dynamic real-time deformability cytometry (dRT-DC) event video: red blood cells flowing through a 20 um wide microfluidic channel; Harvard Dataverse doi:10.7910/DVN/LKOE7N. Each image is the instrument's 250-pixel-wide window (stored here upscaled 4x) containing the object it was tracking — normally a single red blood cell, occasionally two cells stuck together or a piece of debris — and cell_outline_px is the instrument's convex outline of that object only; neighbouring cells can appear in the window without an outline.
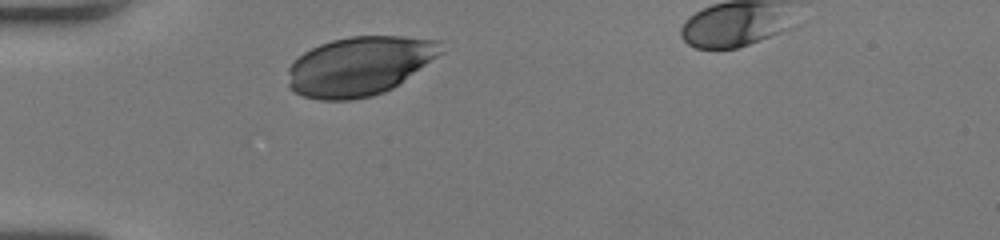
{"species": "human", "species_latin": "Homo sapiens", "temperature_condition": "room temperature", "stored_images_in_passage": 28, "camera_frame_rate_fps": 3000, "um_per_image_px": 0.085, "donor": {"sex": "female"}, "frame": {"image": 1, "passage_image": 1, "time_ms": 0.0, "image_size_px": [1000, 240], "cell_outline_px": [[444, 52], [392, 88], [384, 92], [372, 96], [352, 100], [320, 100], [304, 96], [296, 92], [288, 84], [288, 68], [304, 52], [320, 44], [332, 40], [352, 36], [404, 36], [440, 40]], "centroid_in_image_um": [30.58, 5.6], "position_along_channel_um": 54.4, "area_um2": 52.42}}
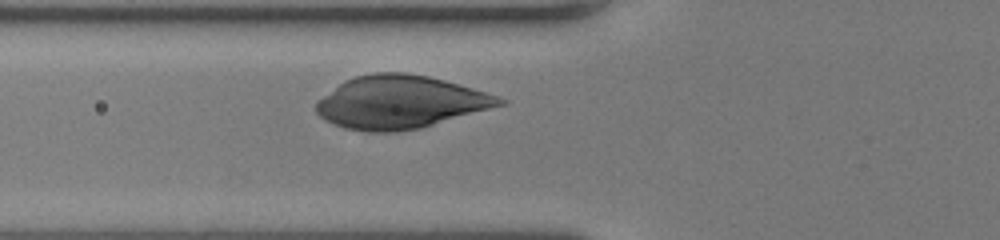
{"frame": {"image": 2, "passage_image": 5, "time_ms": 1.333, "image_size_px": [1000, 240], "cell_outline_px": [[508, 104], [420, 128], [396, 132], [364, 132], [344, 128], [332, 124], [324, 120], [316, 112], [316, 100], [344, 80], [356, 76], [372, 72], [404, 72], [428, 76], [444, 80], [500, 96], [508, 100]], "centroid_in_image_um": [34.01, 8.69], "position_along_channel_um": 91.8, "area_um2": 56.99}}
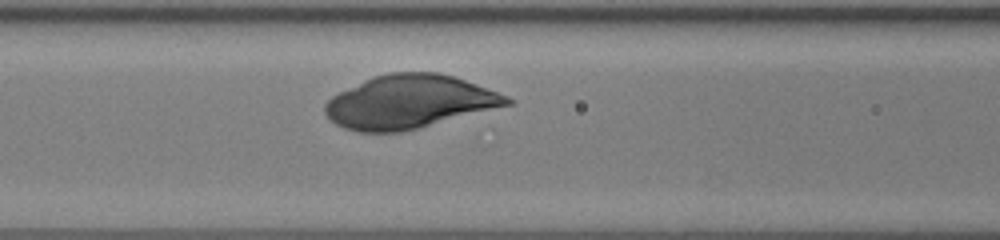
{"frame": {"image": 3, "passage_image": 8, "time_ms": 2.333, "image_size_px": [1000, 240], "cell_outline_px": [[512, 104], [420, 128], [400, 132], [356, 132], [344, 128], [336, 124], [324, 112], [324, 104], [332, 96], [364, 80], [388, 72], [440, 72], [464, 80], [508, 96], [512, 100]], "centroid_in_image_um": [34.78, 8.66], "position_along_channel_um": 131.8, "area_um2": 56.3}}